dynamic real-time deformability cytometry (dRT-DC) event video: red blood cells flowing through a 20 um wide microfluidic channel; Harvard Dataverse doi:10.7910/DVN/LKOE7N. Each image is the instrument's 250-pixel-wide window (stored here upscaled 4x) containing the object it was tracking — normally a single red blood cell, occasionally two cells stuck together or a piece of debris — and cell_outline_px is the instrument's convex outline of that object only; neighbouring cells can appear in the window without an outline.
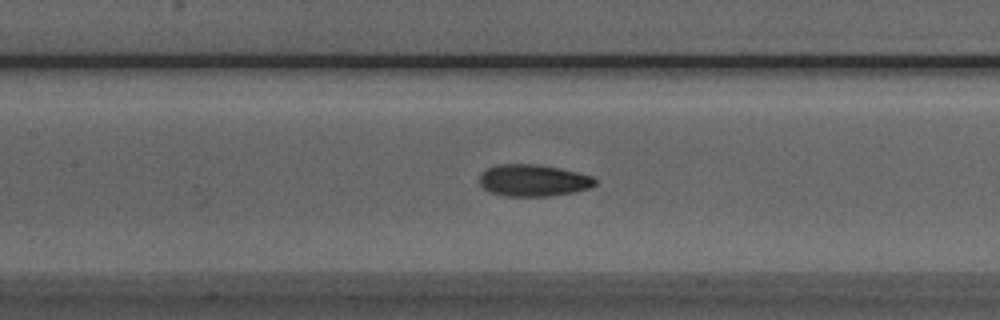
{"species": "Egyptian fruit bat (a non-hibernating species)", "species_latin": "Rousettus aegyptiacus", "temperature_condition": "room temperature", "stored_images_in_passage": 39, "camera_frame_rate_fps": 3000, "um_per_image_px": 0.085, "animal": {"sex": "male"}, "frame": {"image": 1, "passage_image": 10, "time_ms": 3.0, "image_size_px": [1000, 320], "cell_outline_px": [[596, 184], [592, 188], [572, 192], [548, 196], [504, 196], [488, 192], [480, 184], [480, 172], [496, 164], [536, 164], [560, 168], [592, 176], [596, 180]], "centroid_in_image_um": [45.31, 15.33], "position_along_channel_um": 162.1, "area_um2": 21.56}}
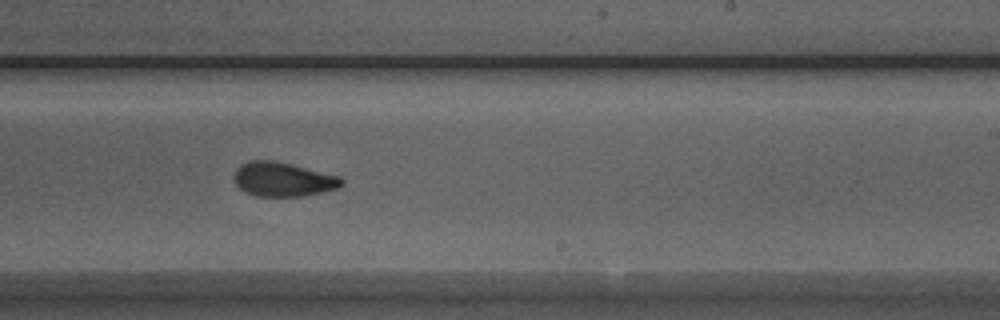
{"frame": {"image": 2, "passage_image": 18, "time_ms": 5.667, "image_size_px": [1000, 320], "cell_outline_px": [[344, 184], [336, 188], [304, 196], [256, 196], [244, 192], [236, 184], [236, 168], [240, 164], [248, 160], [276, 160], [340, 176], [344, 180]], "centroid_in_image_um": [24.06, 15.23], "position_along_channel_um": 264.9, "area_um2": 21.44}}
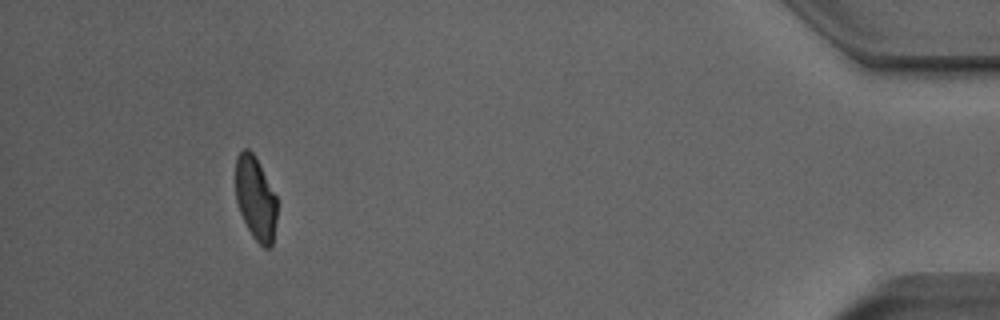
{"frame": {"image": 3, "passage_image": 35, "time_ms": 11.333, "image_size_px": [1000, 320], "cell_outline_px": [[276, 220], [272, 244], [268, 248], [264, 248], [252, 236], [240, 212], [236, 200], [236, 156], [244, 148], [248, 148], [256, 156], [276, 196]], "centroid_in_image_um": [21.72, 16.83], "position_along_channel_um": 413.5, "area_um2": 20.06}, "authors_computed_cell_mechanics": {"area_um2": 21.4438, "velocity_mm_per_s": 3.8697, "shape_relaxation_time_tau1_ms": 5.7805, "shape_relaxation_time_tau2_ms": 2.6267, "deformation_change_tau1": 0.1744, "deformation_change_tau2": 0.0867}}